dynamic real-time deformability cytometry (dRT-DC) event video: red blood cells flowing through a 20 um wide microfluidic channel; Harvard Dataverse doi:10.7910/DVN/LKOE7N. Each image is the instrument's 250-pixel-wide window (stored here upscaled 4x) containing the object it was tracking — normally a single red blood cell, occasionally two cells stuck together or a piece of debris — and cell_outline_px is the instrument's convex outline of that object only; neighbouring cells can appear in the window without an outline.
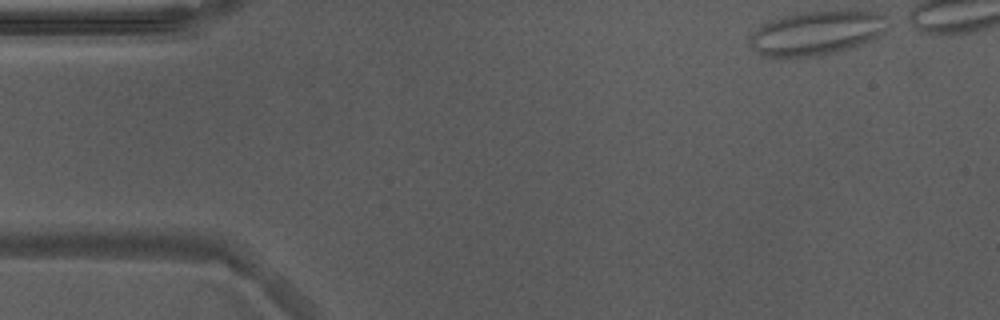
{"species": "Egyptian fruit bat (a non-hibernating species)", "species_latin": "Rousettus aegyptiacus", "temperature_condition": "warm", "stored_images_in_passage": 42, "camera_frame_rate_fps": 3000, "um_per_image_px": 0.085, "animal": {"sex": "male"}, "frame": {"image": 1, "passage_image": 1, "time_ms": 0.0, "image_size_px": [1000, 320], "cell_outline_px": [[888, 28], [872, 40], [848, 48], [820, 56], [764, 56], [756, 52], [752, 48], [748, 40], [752, 32], [764, 24], [772, 20], [784, 16], [804, 12], [876, 12], [884, 16]], "centroid_in_image_um": [69.38, 2.82], "position_along_channel_um": 15.6, "area_um2": 34.56}}
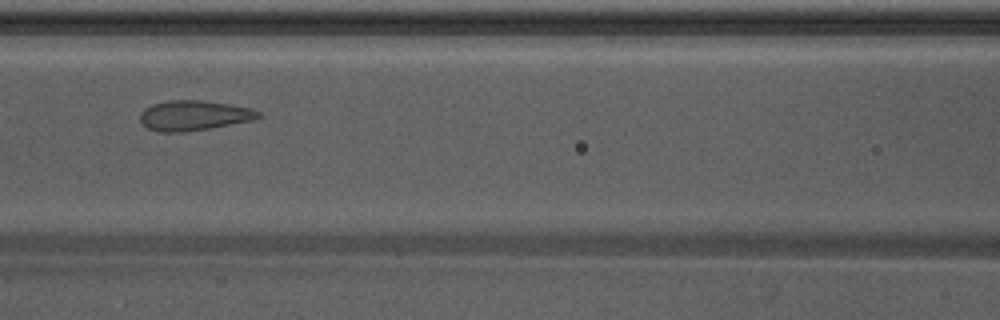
{"frame": {"image": 2, "passage_image": 19, "time_ms": 6.0, "image_size_px": [1000, 320], "cell_outline_px": [[264, 116], [252, 120], [208, 128], [184, 132], [160, 132], [148, 128], [140, 120], [140, 112], [144, 108], [152, 104], [168, 100], [200, 100], [228, 104], [252, 108], [260, 112]], "centroid_in_image_um": [16.47, 9.81], "position_along_channel_um": 150.1, "area_um2": 20.63}}
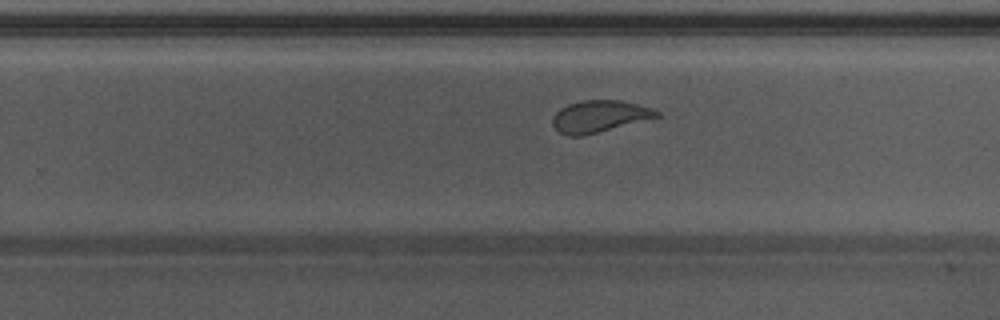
{"frame": {"image": 3, "passage_image": 29, "time_ms": 9.333, "image_size_px": [1000, 320], "cell_outline_px": [[660, 116], [580, 136], [568, 136], [560, 132], [552, 124], [552, 120], [556, 112], [560, 108], [568, 104], [584, 100], [620, 100], [636, 104], [660, 112]], "centroid_in_image_um": [50.89, 9.88], "position_along_channel_um": 278.9, "area_um2": 18.79}, "authors_computed_cell_mechanics": {"area_um2": 21.5016, "velocity_mm_per_s": 3.8726, "shape_relaxation_time_tau1_ms": null, "shape_relaxation_time_tau2_ms": 0.8434, "deformation_change_tau1": null, "deformation_change_tau2": 0.0923}}